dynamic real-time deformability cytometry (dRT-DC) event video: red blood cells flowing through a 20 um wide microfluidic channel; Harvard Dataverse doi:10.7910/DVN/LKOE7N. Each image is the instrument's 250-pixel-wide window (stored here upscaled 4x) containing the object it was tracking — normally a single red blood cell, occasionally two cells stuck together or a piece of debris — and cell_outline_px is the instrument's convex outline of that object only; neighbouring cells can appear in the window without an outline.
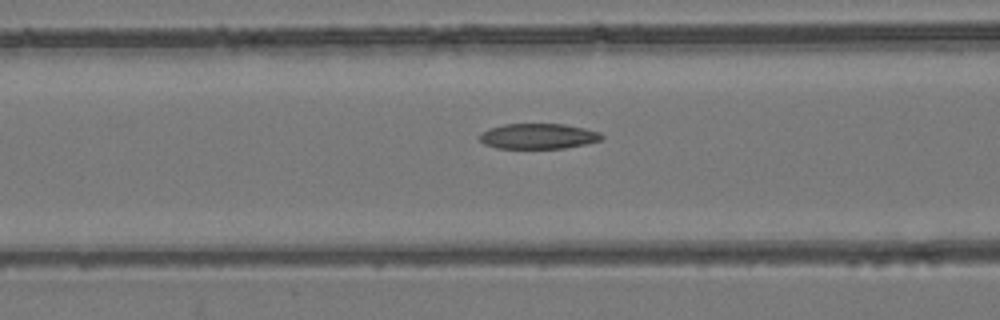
{"species": "common noctule bat (a hibernating species)", "species_latin": "Nyctalus noctula", "temperature_condition": "room temperature", "stored_images_in_passage": 54, "camera_frame_rate_fps": 3000, "um_per_image_px": 0.085, "animal": {"sex": "female", "body_mass_g": 24.6, "forearm_length_mm": 56.2}, "frame": {"image": 1, "passage_image": 22, "time_ms": 7.0, "image_size_px": [1000, 320], "cell_outline_px": [[604, 136], [600, 140], [584, 144], [564, 148], [496, 148], [484, 144], [476, 136], [480, 132], [488, 128], [504, 124], [564, 124], [584, 128], [600, 132]], "centroid_in_image_um": [45.69, 11.57], "position_along_channel_um": 120.9, "area_um2": 18.15}}
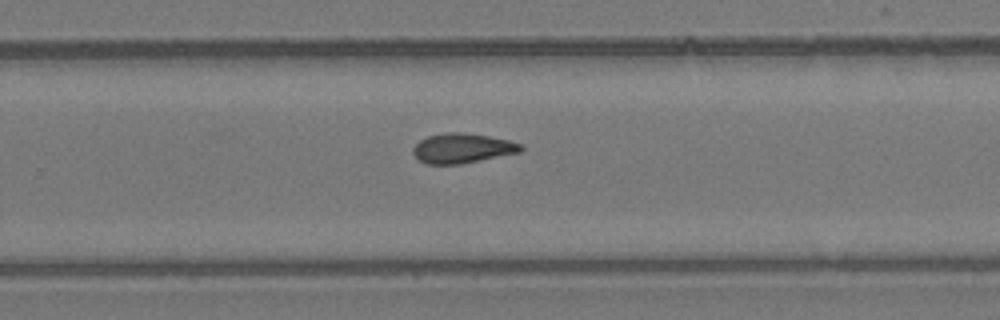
{"frame": {"image": 2, "passage_image": 35, "time_ms": 11.333, "image_size_px": [1000, 320], "cell_outline_px": [[524, 148], [520, 152], [460, 164], [428, 164], [420, 160], [412, 152], [412, 148], [420, 140], [428, 136], [444, 132], [460, 132], [488, 136], [508, 140], [520, 144]], "centroid_in_image_um": [39.28, 12.59], "position_along_channel_um": 290.5, "area_um2": 18.5}}
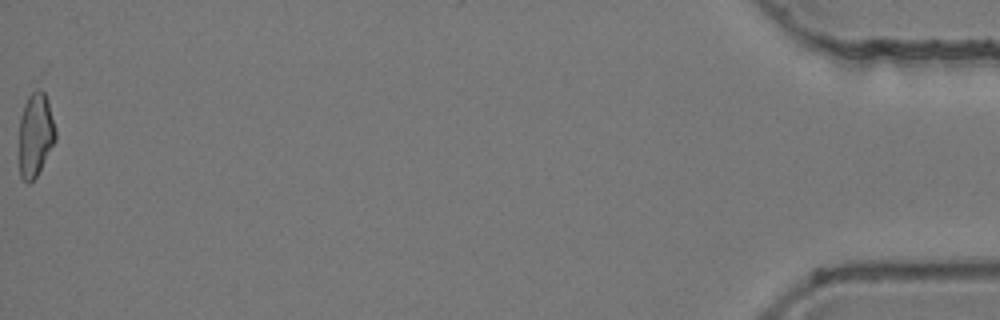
{"frame": {"image": 3, "passage_image": 54, "time_ms": 17.667, "image_size_px": [1000, 320], "cell_outline_px": [[56, 140], [36, 176], [28, 184], [20, 176], [20, 116], [24, 104], [28, 96], [32, 92], [40, 88], [44, 92], [48, 100], [56, 128]], "centroid_in_image_um": [3.03, 11.42], "position_along_channel_um": 432.2, "area_um2": 17.69}, "authors_computed_cell_mechanics": {"area_um2": 18.6405, "velocity_mm_per_s": 3.9135, "shape_relaxation_time_tau1_ms": null, "shape_relaxation_time_tau2_ms": 9.9598, "deformation_change_tau1": null, "deformation_change_tau2": 0.1911}}